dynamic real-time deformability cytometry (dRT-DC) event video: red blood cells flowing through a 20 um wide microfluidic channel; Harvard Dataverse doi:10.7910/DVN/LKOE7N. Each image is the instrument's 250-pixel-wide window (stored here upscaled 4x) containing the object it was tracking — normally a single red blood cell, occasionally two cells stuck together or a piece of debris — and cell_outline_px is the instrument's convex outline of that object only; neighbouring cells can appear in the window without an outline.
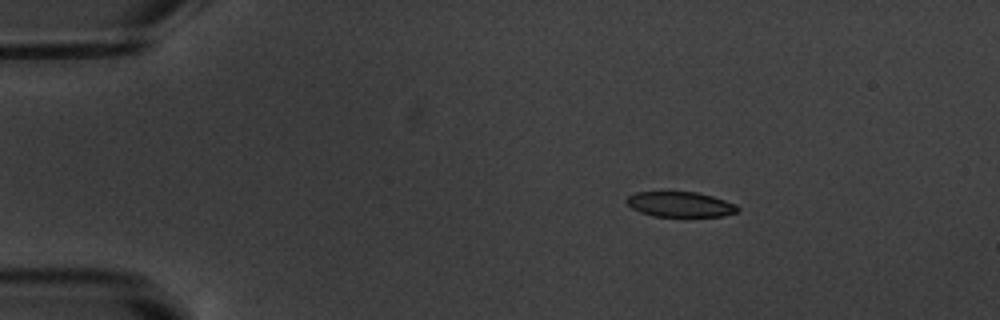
{"species": "common noctule bat (a hibernating species)", "species_latin": "Nyctalus noctula", "temperature_condition": "warm", "stored_images_in_passage": 4, "camera_frame_rate_fps": 3000, "um_per_image_px": 0.085, "animal": {"sex": "male", "body_mass_g": 20.1, "forearm_length_mm": 53.5}, "frame": {"image": 1, "passage_image": 1, "time_ms": 0.0, "image_size_px": [1000, 320], "cell_outline_px": [[740, 212], [724, 216], [652, 216], [640, 212], [632, 208], [624, 200], [628, 196], [636, 192], [696, 192], [712, 196], [736, 204], [740, 208]], "centroid_in_image_um": [57.84, 17.37], "position_along_channel_um": 27.2, "area_um2": 16.36}}
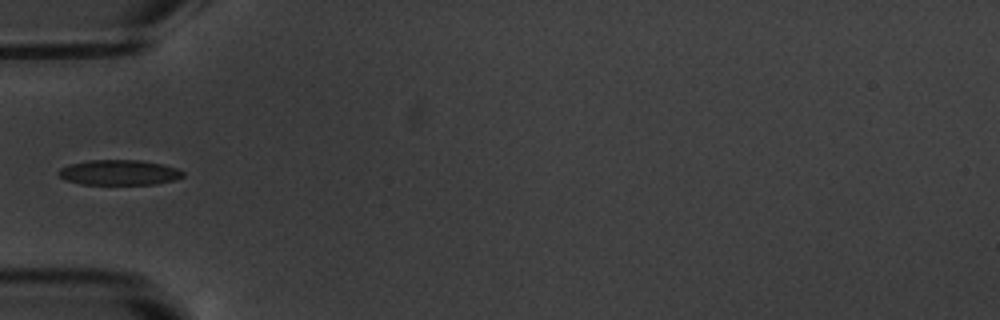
{"frame": {"image": 2, "passage_image": 4, "time_ms": 3.333, "image_size_px": [1000, 320], "cell_outline_px": [[184, 176], [176, 180], [156, 184], [80, 184], [64, 180], [56, 172], [60, 168], [68, 164], [88, 160], [140, 160], [160, 164], [176, 168], [184, 172]], "centroid_in_image_um": [10.09, 14.66], "position_along_channel_um": 74.9, "area_um2": 18.38}}